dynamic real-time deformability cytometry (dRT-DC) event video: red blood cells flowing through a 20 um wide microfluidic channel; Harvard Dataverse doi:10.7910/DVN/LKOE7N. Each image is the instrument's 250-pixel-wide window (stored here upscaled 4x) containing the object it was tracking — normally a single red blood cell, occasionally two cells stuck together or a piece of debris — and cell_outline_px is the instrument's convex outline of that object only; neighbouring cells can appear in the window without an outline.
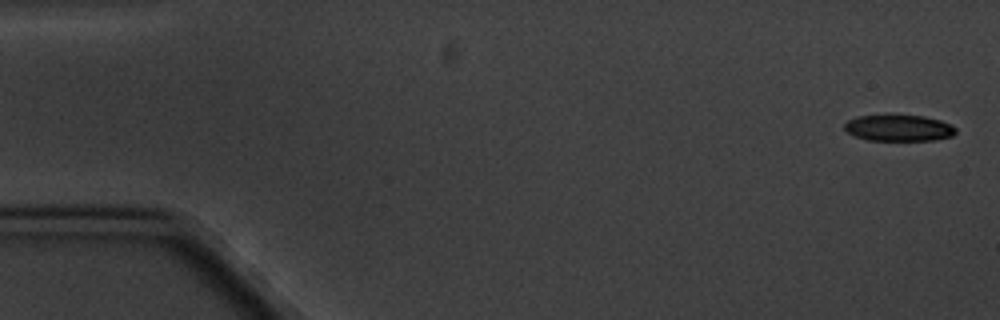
{"species": "common noctule bat (a hibernating species)", "species_latin": "Nyctalus noctula", "temperature_condition": "cold", "stored_images_in_passage": 12, "camera_frame_rate_fps": 3000, "um_per_image_px": 0.085, "animal": {"sex": "male", "body_mass_g": 20.1, "forearm_length_mm": 53.5}, "frame": {"image": 1, "passage_image": 1, "time_ms": 0.0, "image_size_px": [1000, 320], "cell_outline_px": [[956, 132], [952, 136], [936, 140], [868, 140], [856, 136], [848, 132], [844, 128], [844, 124], [848, 120], [856, 116], [924, 116], [940, 120], [952, 124], [956, 128]], "centroid_in_image_um": [76.43, 10.88], "position_along_channel_um": 8.6, "area_um2": 16.88}}
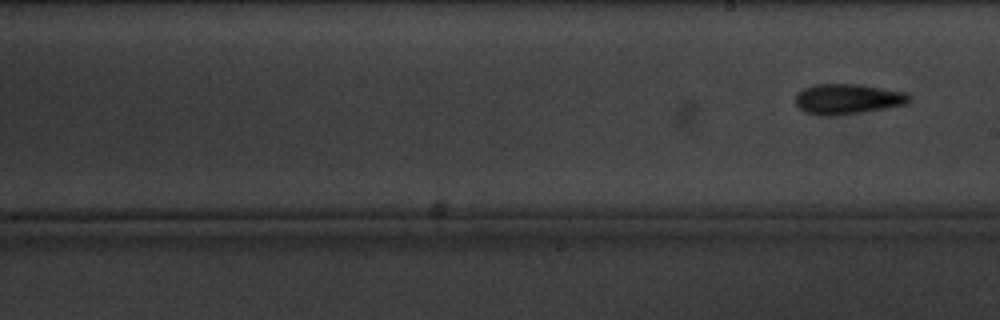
{"frame": {"image": 2, "passage_image": 12, "time_ms": 12.667, "image_size_px": [1000, 320], "cell_outline_px": [[912, 96], [908, 104], [860, 112], [828, 116], [820, 116], [804, 112], [796, 104], [796, 96], [804, 88], [812, 84], [856, 84], [904, 92]], "centroid_in_image_um": [72.03, 8.42], "position_along_channel_um": 217.0, "area_um2": 19.88}}